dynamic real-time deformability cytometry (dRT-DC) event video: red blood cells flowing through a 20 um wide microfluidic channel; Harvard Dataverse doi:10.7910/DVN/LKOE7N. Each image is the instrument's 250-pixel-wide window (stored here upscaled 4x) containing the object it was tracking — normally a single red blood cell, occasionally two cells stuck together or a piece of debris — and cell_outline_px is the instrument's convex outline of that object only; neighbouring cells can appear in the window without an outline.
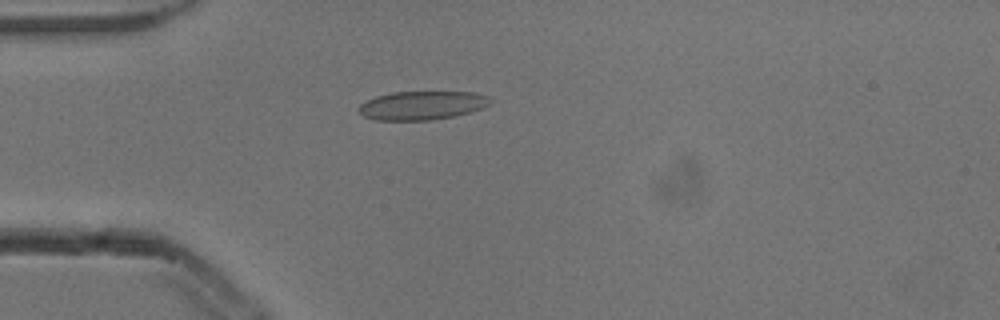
{"species": "common noctule bat (a hibernating species)", "species_latin": "Nyctalus noctula", "temperature_condition": "cold", "stored_images_in_passage": 4, "camera_frame_rate_fps": 3000, "um_per_image_px": 0.085, "animal": {"sex": "male", "body_mass_g": 13.3}, "frame": {"image": 1, "passage_image": 4, "time_ms": 1.0, "image_size_px": [1000, 320], "cell_outline_px": [[492, 100], [488, 104], [480, 108], [468, 112], [452, 116], [432, 120], [376, 120], [364, 116], [356, 112], [356, 108], [360, 104], [376, 96], [392, 92], [472, 92], [488, 96]], "centroid_in_image_um": [35.8, 8.96], "position_along_channel_um": 49.2, "area_um2": 21.85}}